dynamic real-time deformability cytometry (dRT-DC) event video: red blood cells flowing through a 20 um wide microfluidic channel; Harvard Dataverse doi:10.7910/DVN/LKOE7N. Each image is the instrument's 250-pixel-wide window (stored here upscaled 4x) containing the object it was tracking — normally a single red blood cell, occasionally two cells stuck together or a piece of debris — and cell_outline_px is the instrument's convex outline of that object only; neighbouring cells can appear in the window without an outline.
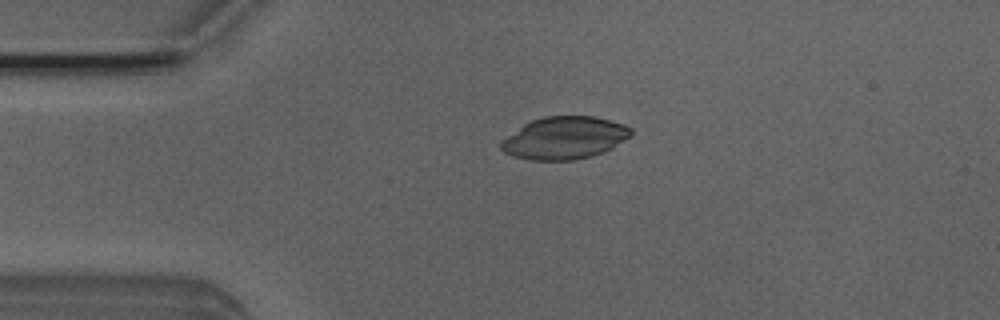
{"species": "Egyptian fruit bat (a non-hibernating species)", "species_latin": "Rousettus aegyptiacus", "temperature_condition": "room temperature", "stored_images_in_passage": 5, "camera_frame_rate_fps": 3000, "um_per_image_px": 0.085, "animal": {"sex": "male"}, "frame": {"image": 1, "passage_image": 3, "time_ms": 0.667, "image_size_px": [1000, 320], "cell_outline_px": [[632, 136], [604, 152], [592, 156], [576, 160], [528, 160], [512, 156], [504, 152], [500, 148], [500, 140], [524, 124], [532, 120], [544, 116], [596, 116], [612, 120], [624, 124], [632, 128]], "centroid_in_image_um": [47.99, 11.72], "position_along_channel_um": 37.0, "area_um2": 32.48}}